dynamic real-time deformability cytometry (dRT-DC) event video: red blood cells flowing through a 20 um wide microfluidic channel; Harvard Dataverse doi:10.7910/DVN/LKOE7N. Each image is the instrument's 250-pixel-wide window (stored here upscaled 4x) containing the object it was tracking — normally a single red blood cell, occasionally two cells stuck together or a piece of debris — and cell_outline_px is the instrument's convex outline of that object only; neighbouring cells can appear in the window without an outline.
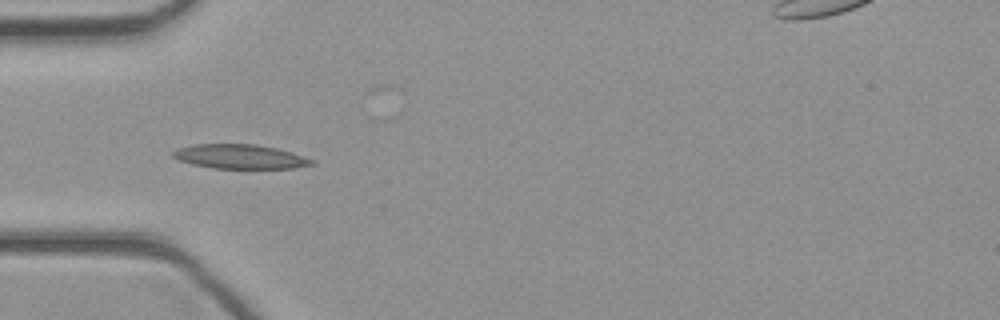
{"species": "common noctule bat (a hibernating species)", "species_latin": "Nyctalus noctula", "temperature_condition": "cold", "stored_images_in_passage": 26, "camera_frame_rate_fps": 3000, "um_per_image_px": 0.085, "animal": {"sex": "female", "body_mass_g": 21.9}, "frame": {"image": 1, "passage_image": 1, "time_ms": 0.0, "image_size_px": [1000, 320], "cell_outline_px": [[308, 160], [304, 164], [284, 168], [220, 168], [200, 164], [184, 160], [176, 156], [176, 152], [184, 148], [204, 144], [244, 144], [268, 148], [284, 152]], "centroid_in_image_um": [20.3, 13.31], "position_along_channel_um": 64.7, "area_um2": 17.11}}
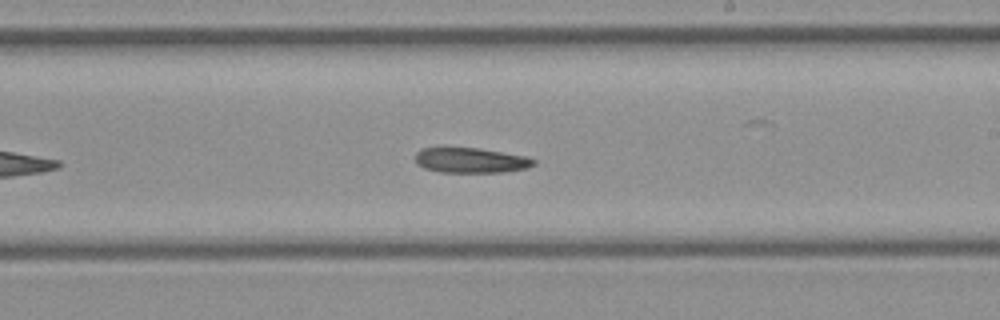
{"frame": {"image": 2, "passage_image": 13, "time_ms": 4.0, "image_size_px": [1000, 320], "cell_outline_px": [[532, 164], [520, 168], [492, 172], [452, 172], [428, 168], [420, 164], [416, 160], [416, 156], [420, 152], [428, 148], [472, 148], [496, 152], [516, 156], [532, 160]], "centroid_in_image_um": [39.9, 13.62], "position_along_channel_um": 249.1, "area_um2": 15.55}}
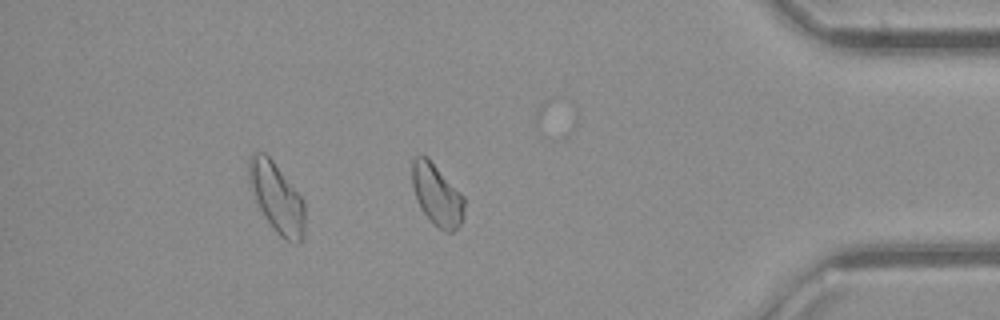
{"frame": {"image": 3, "passage_image": 25, "time_ms": 8.0, "image_size_px": [1000, 320], "cell_outline_px": [[300, 212], [284, 236], [272, 224], [264, 212], [260, 204], [256, 192], [256, 164], [268, 160], [276, 168], [300, 200]], "centroid_in_image_um": [23.49, 16.75], "position_along_channel_um": 411.7, "area_um2": 14.74}}